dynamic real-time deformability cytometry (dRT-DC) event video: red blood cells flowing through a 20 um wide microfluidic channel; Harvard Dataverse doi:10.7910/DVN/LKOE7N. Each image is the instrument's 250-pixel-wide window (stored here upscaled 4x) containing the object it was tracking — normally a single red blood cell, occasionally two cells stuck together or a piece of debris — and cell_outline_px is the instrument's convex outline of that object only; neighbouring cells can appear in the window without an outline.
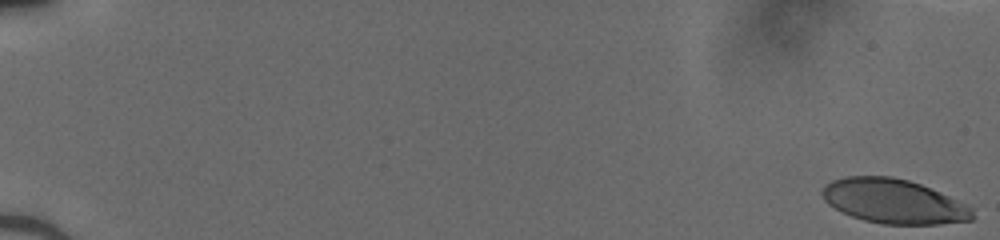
{"species": "human", "species_latin": "Homo sapiens", "temperature_condition": "cold", "stored_images_in_passage": 44, "camera_frame_rate_fps": 3000, "um_per_image_px": 0.085, "donor": {"sex": "male"}, "frame": {"image": 1, "passage_image": 1, "time_ms": 0.0, "image_size_px": [1000, 240], "cell_outline_px": [[972, 220], [940, 224], [884, 224], [864, 220], [852, 216], [828, 204], [824, 200], [820, 192], [824, 184], [832, 180], [844, 176], [892, 176], [908, 180], [920, 184], [940, 192], [968, 204], [972, 208]], "centroid_in_image_um": [75.94, 17.1], "position_along_channel_um": 9.1, "area_um2": 38.9}}
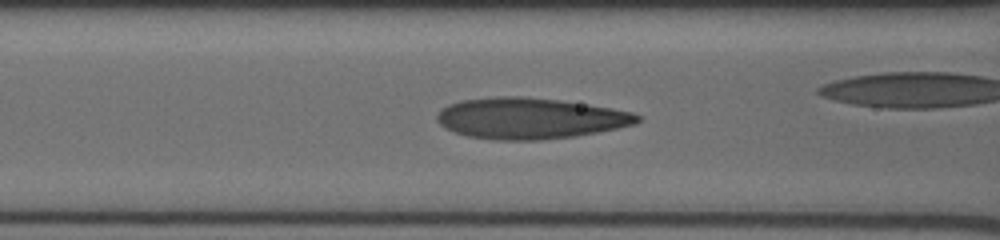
{"frame": {"image": 2, "passage_image": 24, "time_ms": 7.667, "image_size_px": [1000, 240], "cell_outline_px": [[640, 120], [636, 124], [596, 132], [572, 136], [540, 140], [492, 140], [468, 136], [444, 128], [436, 120], [436, 116], [448, 104], [464, 100], [500, 96], [520, 96], [556, 100], [608, 108], [632, 112], [640, 116]], "centroid_in_image_um": [45.0, 10.07], "position_along_channel_um": 121.6, "area_um2": 47.28}}
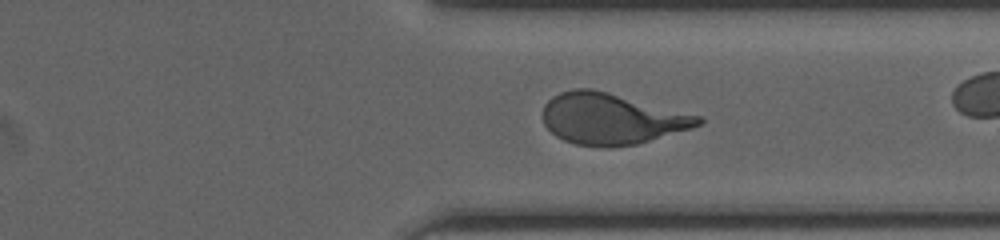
{"frame": {"image": 3, "passage_image": 41, "time_ms": 13.333, "image_size_px": [1000, 240], "cell_outline_px": [[704, 120], [700, 124], [692, 128], [636, 144], [612, 148], [604, 148], [576, 144], [564, 140], [556, 136], [544, 124], [544, 104], [552, 96], [560, 92], [576, 88], [592, 88], [700, 116]], "centroid_in_image_um": [51.94, 10.1], "position_along_channel_um": 359.5, "area_um2": 46.01}}